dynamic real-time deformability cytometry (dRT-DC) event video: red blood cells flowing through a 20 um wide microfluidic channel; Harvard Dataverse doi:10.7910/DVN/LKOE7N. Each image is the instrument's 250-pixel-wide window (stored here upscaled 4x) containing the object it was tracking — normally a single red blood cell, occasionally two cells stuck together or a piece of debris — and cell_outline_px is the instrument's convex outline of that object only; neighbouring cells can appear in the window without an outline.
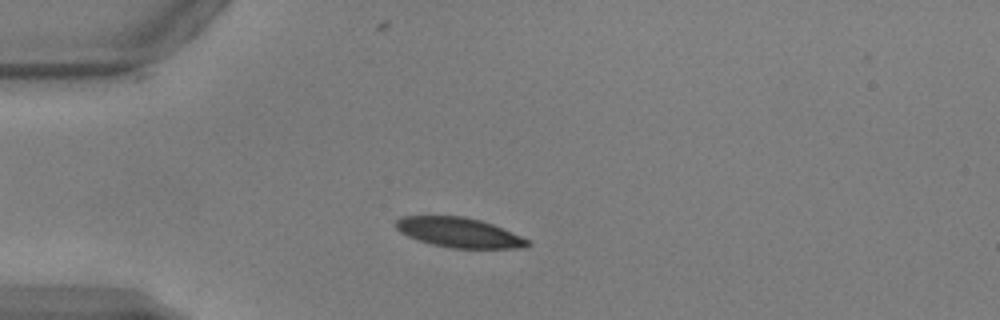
{"species": "common noctule bat (a hibernating species)", "species_latin": "Nyctalus noctula", "temperature_condition": "warm", "stored_images_in_passage": 47, "camera_frame_rate_fps": 3000, "um_per_image_px": 0.085, "animal": {"sex": "male", "body_mass_g": 17.9, "forearm_length_mm": 54.2}, "frame": {"image": 1, "passage_image": 9, "time_ms": 2.667, "image_size_px": [1000, 320], "cell_outline_px": [[532, 244], [524, 248], [448, 248], [432, 244], [408, 236], [400, 232], [396, 228], [396, 220], [404, 216], [464, 216], [480, 220], [492, 224], [520, 236], [528, 240]], "centroid_in_image_um": [39.02, 19.77], "position_along_channel_um": 46.0, "area_um2": 22.66}}
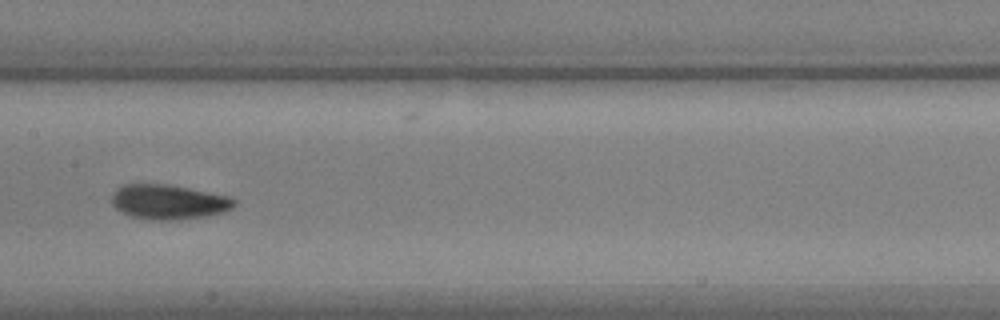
{"frame": {"image": 2, "passage_image": 22, "time_ms": 7.0, "image_size_px": [1000, 320], "cell_outline_px": [[236, 204], [232, 208], [224, 212], [204, 216], [180, 220], [152, 220], [128, 216], [120, 212], [112, 204], [112, 192], [124, 184], [168, 184], [228, 196], [236, 200]], "centroid_in_image_um": [14.3, 17.17], "position_along_channel_um": 193.1, "area_um2": 24.91}}
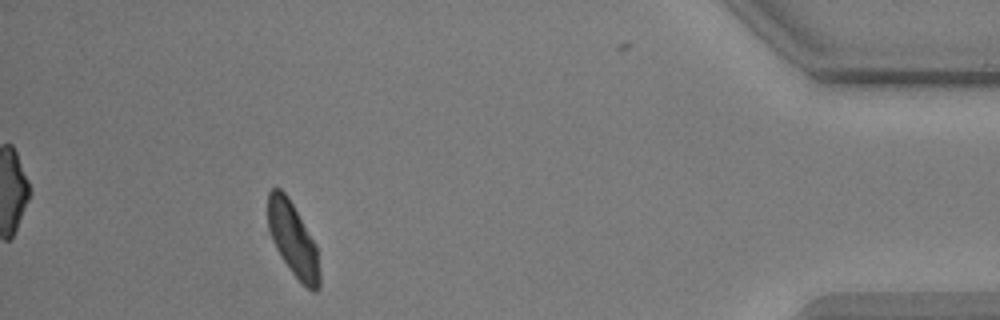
{"frame": {"image": 3, "passage_image": 43, "time_ms": 14.0, "image_size_px": [1000, 320], "cell_outline_px": [[320, 288], [316, 292], [312, 292], [292, 272], [280, 256], [272, 240], [268, 228], [268, 192], [272, 188], [280, 188], [288, 196], [316, 244], [320, 272]], "centroid_in_image_um": [24.91, 20.35], "position_along_channel_um": 410.3, "area_um2": 22.14}, "authors_computed_cell_mechanics": {"area_um2": 23.5824, "velocity_mm_per_s": 3.853, "shape_relaxation_time_tau1_ms": 1.8938, "shape_relaxation_time_tau2_ms": null, "deformation_change_tau1": 0.0955, "deformation_change_tau2": null}}